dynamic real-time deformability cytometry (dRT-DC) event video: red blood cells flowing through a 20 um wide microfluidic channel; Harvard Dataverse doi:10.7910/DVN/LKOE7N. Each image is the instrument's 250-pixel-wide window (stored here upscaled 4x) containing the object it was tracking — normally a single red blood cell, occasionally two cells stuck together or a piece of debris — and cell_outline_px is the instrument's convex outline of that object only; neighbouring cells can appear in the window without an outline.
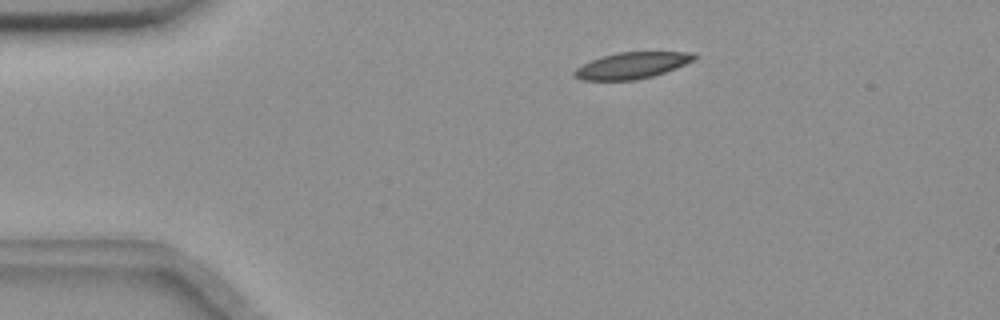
{"species": "common noctule bat (a hibernating species)", "species_latin": "Nyctalus noctula", "temperature_condition": "room temperature", "stored_images_in_passage": 48, "camera_frame_rate_fps": 3000, "um_per_image_px": 0.085, "animal": {"sex": "female", "body_mass_g": 18.4}, "frame": {"image": 1, "passage_image": 3, "time_ms": 0.667, "image_size_px": [1000, 320], "cell_outline_px": [[700, 56], [696, 60], [676, 68], [652, 76], [636, 80], [580, 80], [572, 76], [572, 72], [576, 68], [600, 56], [616, 52], [696, 52]], "centroid_in_image_um": [53.74, 5.55], "position_along_channel_um": 31.3, "area_um2": 18.67}}
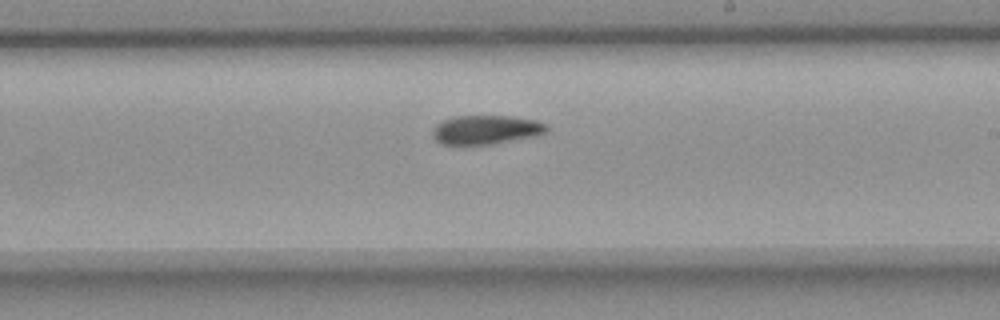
{"frame": {"image": 2, "passage_image": 25, "time_ms": 8.0, "image_size_px": [1000, 320], "cell_outline_px": [[548, 128], [544, 132], [536, 136], [464, 148], [440, 144], [432, 136], [432, 128], [440, 120], [452, 116], [512, 116], [536, 120], [548, 124]], "centroid_in_image_um": [41.2, 11.05], "position_along_channel_um": 247.8, "area_um2": 20.06}}
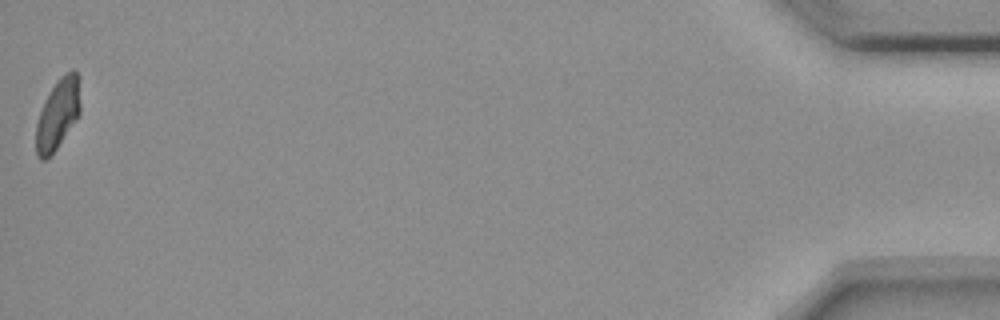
{"frame": {"image": 3, "passage_image": 48, "time_ms": 15.667, "image_size_px": [1000, 320], "cell_outline_px": [[80, 112], [56, 148], [44, 160], [40, 160], [36, 156], [36, 124], [44, 100], [56, 80], [60, 76], [72, 68], [76, 72], [80, 104]], "centroid_in_image_um": [4.88, 9.68], "position_along_channel_um": 430.3, "area_um2": 17.74}, "authors_computed_cell_mechanics": {"area_um2": 19.2474, "velocity_mm_per_s": 3.6398, "shape_relaxation_time_tau1_ms": 10.0645, "shape_relaxation_time_tau2_ms": 8.8963, "deformation_change_tau1": 0.1832, "deformation_change_tau2": 0.1396}}